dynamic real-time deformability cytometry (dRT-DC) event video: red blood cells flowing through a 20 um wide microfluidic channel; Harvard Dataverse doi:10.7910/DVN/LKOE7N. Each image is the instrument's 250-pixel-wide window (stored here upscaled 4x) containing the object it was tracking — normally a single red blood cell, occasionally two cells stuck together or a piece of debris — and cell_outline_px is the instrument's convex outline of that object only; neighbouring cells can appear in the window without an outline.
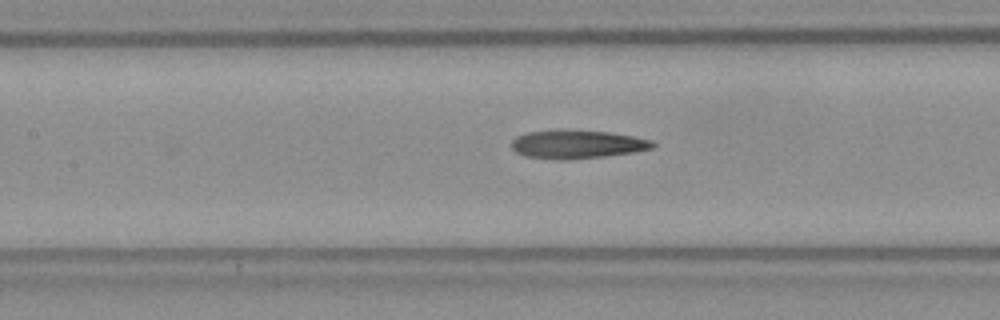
{"species": "Egyptian fruit bat (a non-hibernating species)", "species_latin": "Rousettus aegyptiacus", "temperature_condition": "room temperature", "stored_images_in_passage": 30, "camera_frame_rate_fps": 3000, "um_per_image_px": 0.085, "frame": {"image": 1, "passage_image": 12, "time_ms": 3.667, "image_size_px": [1000, 320], "cell_outline_px": [[656, 148], [632, 152], [604, 156], [568, 160], [560, 160], [524, 156], [516, 152], [512, 148], [512, 140], [516, 136], [528, 132], [556, 128], [564, 128], [608, 132], [632, 136], [652, 140], [656, 144]], "centroid_in_image_um": [49.03, 12.24], "position_along_channel_um": 158.4, "area_um2": 23.93}}